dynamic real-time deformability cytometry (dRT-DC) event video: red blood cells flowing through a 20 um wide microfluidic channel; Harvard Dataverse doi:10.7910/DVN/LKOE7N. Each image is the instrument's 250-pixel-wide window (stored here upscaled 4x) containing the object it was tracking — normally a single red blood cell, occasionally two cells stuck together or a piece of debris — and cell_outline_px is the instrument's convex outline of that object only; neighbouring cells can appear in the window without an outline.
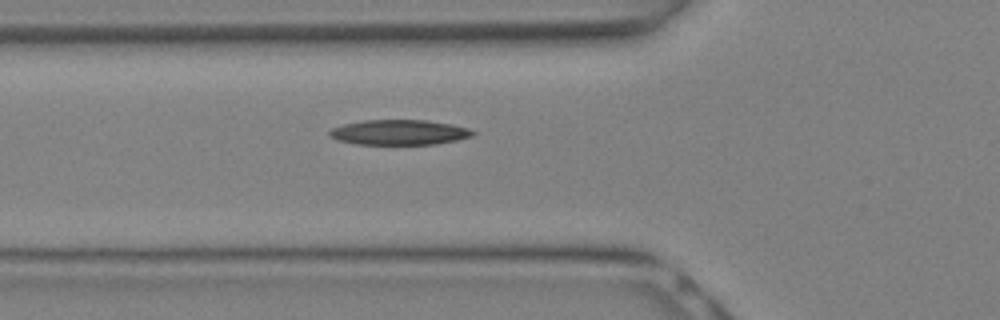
{"species": "Egyptian fruit bat (a non-hibernating species)", "species_latin": "Rousettus aegyptiacus", "temperature_condition": "warm", "stored_images_in_passage": 12, "camera_frame_rate_fps": 3000, "um_per_image_px": 0.085, "animal": {"sex": "female"}, "frame": {"image": 1, "passage_image": 2, "time_ms": 0.333, "image_size_px": [1000, 320], "cell_outline_px": [[476, 132], [472, 136], [456, 140], [436, 144], [356, 144], [336, 140], [328, 136], [328, 132], [332, 128], [344, 124], [364, 120], [424, 120], [452, 124], [468, 128]], "centroid_in_image_um": [33.91, 11.25], "position_along_channel_um": 91.9, "area_um2": 20.98}}
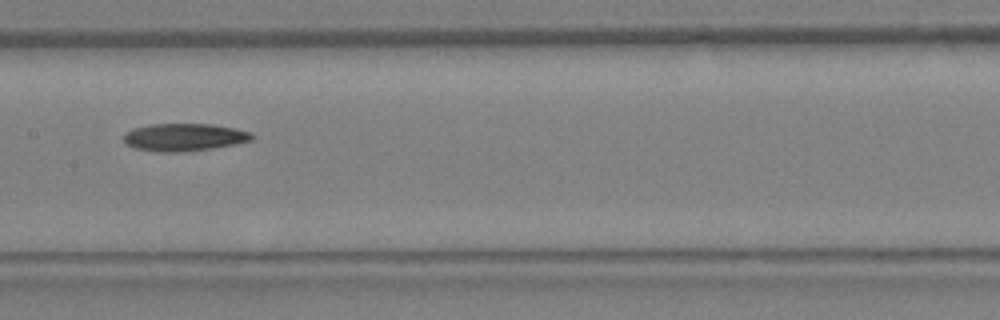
{"frame": {"image": 2, "passage_image": 6, "time_ms": 1.667, "image_size_px": [1000, 320], "cell_outline_px": [[252, 140], [236, 144], [212, 148], [184, 152], [160, 152], [136, 148], [128, 144], [124, 140], [124, 132], [132, 128], [148, 124], [212, 124], [236, 128], [248, 132], [252, 136]], "centroid_in_image_um": [15.63, 11.65], "position_along_channel_um": 191.8, "area_um2": 20.58}}
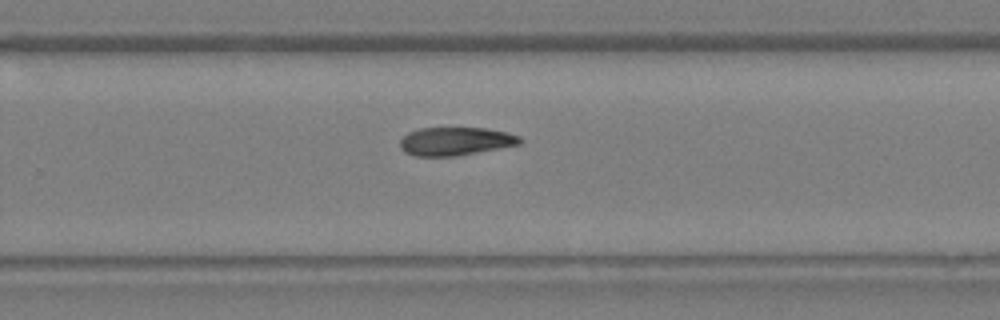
{"frame": {"image": 3, "passage_image": 10, "time_ms": 3.0, "image_size_px": [1000, 320], "cell_outline_px": [[524, 140], [520, 144], [456, 156], [416, 156], [404, 152], [400, 148], [400, 140], [408, 132], [420, 128], [488, 128], [520, 136]], "centroid_in_image_um": [38.7, 12.01], "position_along_channel_um": 291.1, "area_um2": 19.71}}